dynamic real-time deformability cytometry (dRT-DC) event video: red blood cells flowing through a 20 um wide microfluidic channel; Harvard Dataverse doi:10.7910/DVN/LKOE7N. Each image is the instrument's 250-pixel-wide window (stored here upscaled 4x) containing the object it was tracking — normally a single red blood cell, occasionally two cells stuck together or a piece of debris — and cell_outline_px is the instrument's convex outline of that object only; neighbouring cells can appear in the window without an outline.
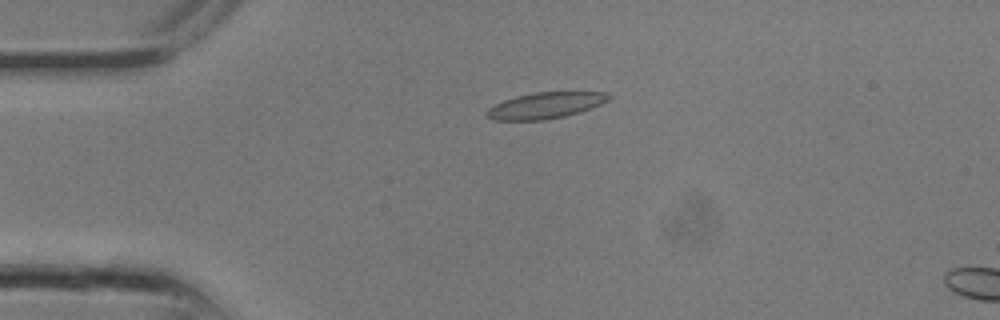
{"species": "common noctule bat (a hibernating species)", "species_latin": "Nyctalus noctula", "temperature_condition": "room temperature", "stored_images_in_passage": 3, "camera_frame_rate_fps": 3000, "um_per_image_px": 0.085, "animal": {"sex": "male", "body_mass_g": 13.3}, "frame": {"image": 1, "passage_image": 1, "time_ms": 0.0, "image_size_px": [1000, 320], "cell_outline_px": [[612, 96], [608, 100], [592, 108], [580, 112], [564, 116], [544, 120], [492, 120], [484, 116], [484, 112], [488, 108], [504, 100], [516, 96], [536, 92], [608, 92]], "centroid_in_image_um": [46.34, 8.97], "position_along_channel_um": 38.7, "area_um2": 18.67}}